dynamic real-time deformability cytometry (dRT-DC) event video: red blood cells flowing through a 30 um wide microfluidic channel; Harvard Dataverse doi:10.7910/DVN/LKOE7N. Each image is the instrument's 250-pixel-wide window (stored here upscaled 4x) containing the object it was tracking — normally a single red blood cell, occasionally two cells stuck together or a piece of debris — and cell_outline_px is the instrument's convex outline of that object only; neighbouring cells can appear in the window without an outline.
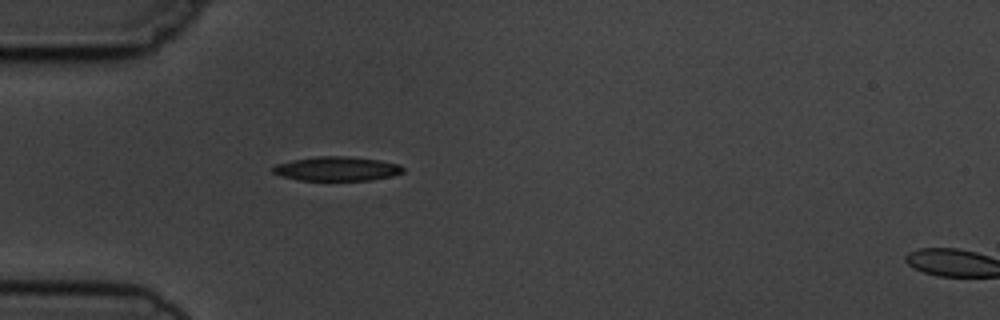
{"species": "common noctule bat (a hibernating species)", "species_latin": "Nyctalus noctula", "temperature_condition": "cold", "stored_images_in_passage": 2, "segment_of_instrument_passage": [1, 2], "camera_frame_rate_fps": 3000, "um_per_image_px": 0.085, "animal": {"sex": "male", "body_mass_g": 19.5, "forearm_length_mm": 54.6}, "frame": {"image": 1, "passage_image": 1, "time_ms": 0.0, "image_size_px": [1000, 320], "cell_outline_px": [[404, 172], [392, 176], [368, 180], [300, 180], [284, 176], [272, 172], [272, 168], [276, 164], [292, 160], [320, 156], [348, 156], [380, 160], [400, 164], [404, 168]], "centroid_in_image_um": [28.67, 14.33], "position_along_channel_um": 56.3, "area_um2": 18.26}}